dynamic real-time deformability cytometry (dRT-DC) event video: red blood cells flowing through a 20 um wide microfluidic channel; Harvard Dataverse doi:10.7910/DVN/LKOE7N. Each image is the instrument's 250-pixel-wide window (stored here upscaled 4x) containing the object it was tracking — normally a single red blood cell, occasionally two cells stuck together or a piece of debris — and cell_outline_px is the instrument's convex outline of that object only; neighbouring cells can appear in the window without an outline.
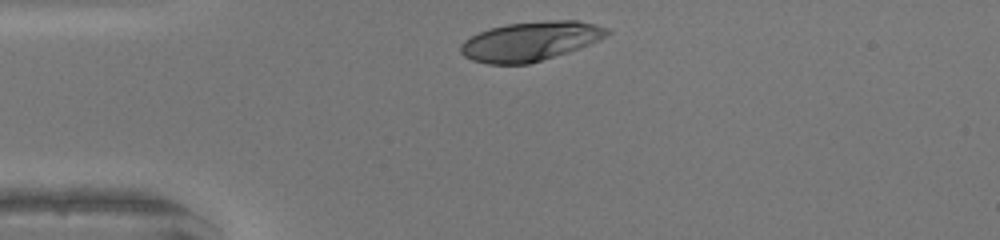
{"species": "human", "species_latin": "Homo sapiens", "temperature_condition": "warm", "stored_images_in_passage": 28, "camera_frame_rate_fps": 3000, "um_per_image_px": 0.085, "donor": {"sex": "female"}, "frame": {"image": 1, "passage_image": 1, "time_ms": 0.0, "image_size_px": [1000, 240], "cell_outline_px": [[612, 32], [588, 44], [568, 52], [528, 64], [488, 64], [472, 60], [464, 56], [460, 52], [460, 44], [464, 40], [480, 32], [492, 28], [508, 24], [548, 20], [576, 20], [608, 28]], "centroid_in_image_um": [45.05, 3.51], "position_along_channel_um": 40.0, "area_um2": 33.06}}
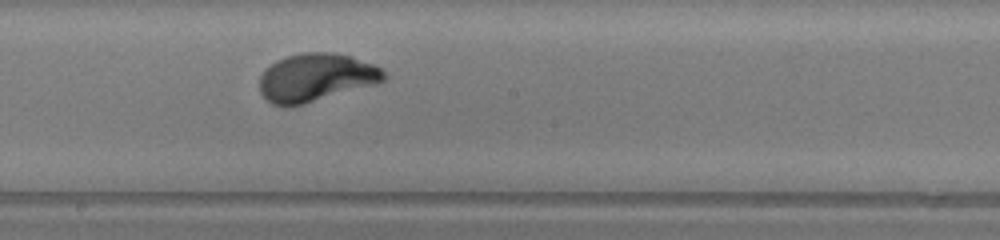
{"frame": {"image": 2, "passage_image": 16, "time_ms": 5.0, "image_size_px": [1000, 240], "cell_outline_px": [[388, 76], [384, 80], [376, 84], [304, 104], [284, 108], [272, 104], [260, 92], [260, 76], [264, 68], [276, 60], [300, 52], [336, 52], [352, 56], [372, 64], [388, 72]], "centroid_in_image_um": [26.85, 6.59], "position_along_channel_um": 221.3, "area_um2": 35.26}}
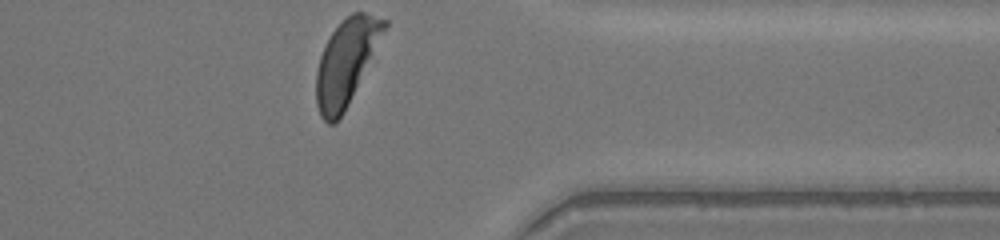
{"frame": {"image": 3, "passage_image": 28, "time_ms": 9.0, "image_size_px": [1000, 240], "cell_outline_px": [[388, 24], [344, 112], [332, 124], [328, 124], [320, 116], [316, 104], [316, 72], [320, 56], [332, 32], [352, 12], [364, 12], [388, 20]], "centroid_in_image_um": [29.4, 5.28], "position_along_channel_um": 382.0, "area_um2": 32.89}, "authors_computed_cell_mechanics": {"area_um2": 34.3043, "velocity_mm_per_s": 4.2678, "shape_relaxation_time_tau1_ms": 2.3047, "shape_relaxation_time_tau2_ms": null, "deformation_change_tau1": 0.2031, "deformation_change_tau2": null}}